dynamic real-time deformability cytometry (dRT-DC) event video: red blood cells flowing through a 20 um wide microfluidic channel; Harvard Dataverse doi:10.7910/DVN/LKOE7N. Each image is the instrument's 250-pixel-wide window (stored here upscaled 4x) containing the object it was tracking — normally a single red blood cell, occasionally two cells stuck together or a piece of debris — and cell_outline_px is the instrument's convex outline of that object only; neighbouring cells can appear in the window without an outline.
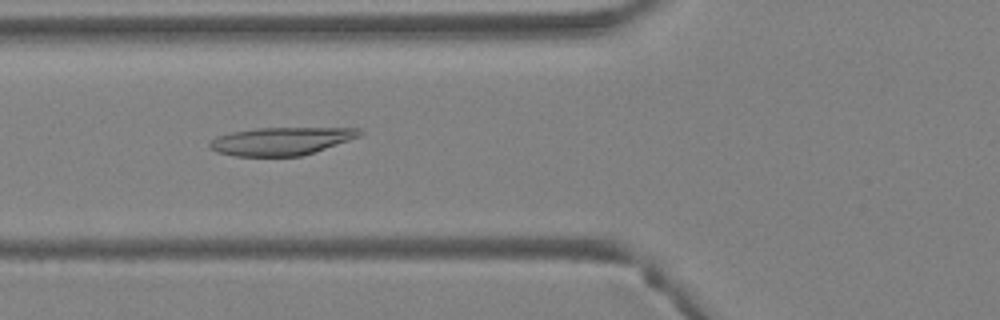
{"species": "Egyptian fruit bat (a non-hibernating species)", "species_latin": "Rousettus aegyptiacus", "temperature_condition": "warm", "stored_images_in_passage": 40, "camera_frame_rate_fps": 3000, "um_per_image_px": 0.085, "animal": {"sex": "female"}, "frame": {"image": 1, "passage_image": 15, "time_ms": 4.667, "image_size_px": [1000, 320], "cell_outline_px": [[364, 132], [360, 136], [300, 156], [236, 156], [216, 152], [208, 148], [208, 144], [216, 136], [232, 132], [256, 128], [360, 128]], "centroid_in_image_um": [23.85, 11.99], "position_along_channel_um": 102.0, "area_um2": 24.16}}
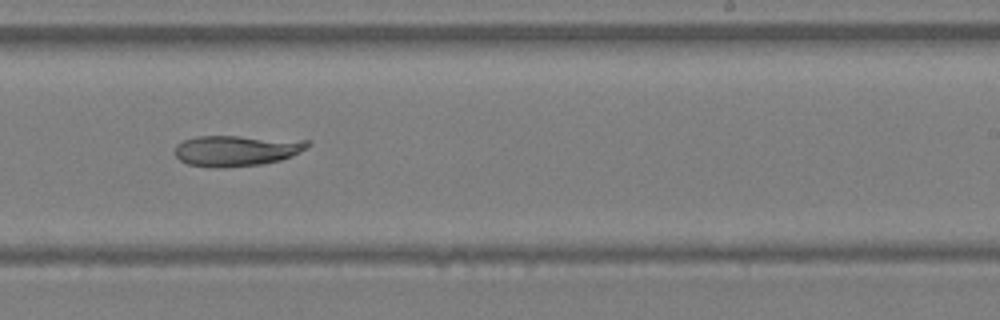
{"frame": {"image": 2, "passage_image": 25, "time_ms": 8.0, "image_size_px": [1000, 320], "cell_outline_px": [[312, 144], [300, 152], [292, 156], [280, 160], [264, 164], [224, 168], [220, 168], [188, 164], [180, 160], [176, 156], [176, 144], [184, 140], [200, 136], [240, 136], [312, 140]], "centroid_in_image_um": [20.17, 12.79], "position_along_channel_um": 268.8, "area_um2": 24.04}}
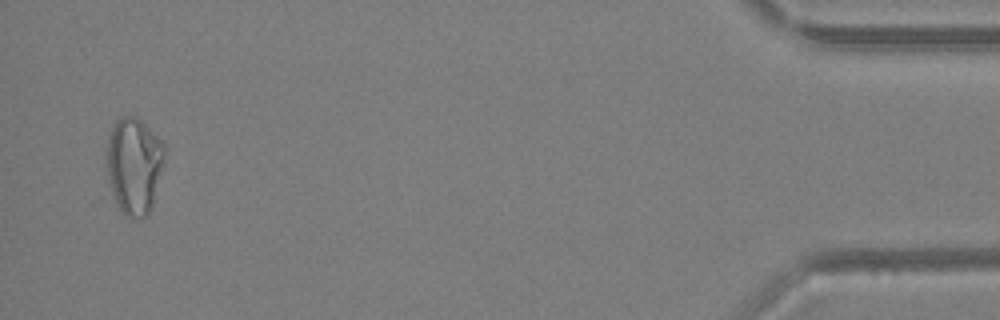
{"frame": {"image": 3, "passage_image": 39, "time_ms": 12.667, "image_size_px": [1000, 320], "cell_outline_px": [[164, 164], [152, 208], [148, 216], [124, 216], [112, 192], [108, 176], [108, 136], [116, 120], [120, 116], [136, 116], [164, 144]], "centroid_in_image_um": [11.42, 14.07], "position_along_channel_um": 423.8, "area_um2": 32.19}}